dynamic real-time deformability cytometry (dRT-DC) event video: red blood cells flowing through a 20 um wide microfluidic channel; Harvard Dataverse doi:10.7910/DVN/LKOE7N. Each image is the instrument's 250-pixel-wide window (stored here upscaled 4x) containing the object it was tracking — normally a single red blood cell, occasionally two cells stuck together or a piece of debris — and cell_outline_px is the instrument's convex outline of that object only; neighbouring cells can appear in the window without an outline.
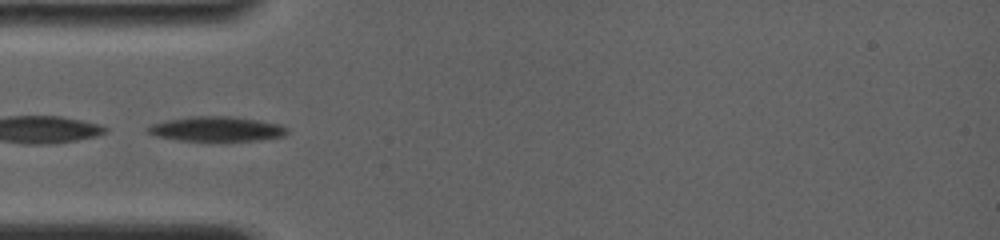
{"species": "common noctule bat (a hibernating species)", "species_latin": "Nyctalus noctula", "temperature_condition": "room temperature", "stored_images_in_passage": 2, "camera_frame_rate_fps": 4000, "um_per_image_px": 0.085, "animal": {"sex": "female", "body_mass_g": 19.0, "forearm_length_mm": 56.7}, "frame": {"image": 1, "passage_image": 1, "time_ms": 0.0, "image_size_px": [1000, 240], "cell_outline_px": [[288, 132], [284, 136], [256, 140], [180, 140], [156, 136], [148, 132], [148, 128], [152, 124], [168, 120], [192, 116], [228, 116], [256, 120], [280, 124], [288, 128]], "centroid_in_image_um": [18.44, 10.95], "position_along_channel_um": 66.6, "area_um2": 19.65}}